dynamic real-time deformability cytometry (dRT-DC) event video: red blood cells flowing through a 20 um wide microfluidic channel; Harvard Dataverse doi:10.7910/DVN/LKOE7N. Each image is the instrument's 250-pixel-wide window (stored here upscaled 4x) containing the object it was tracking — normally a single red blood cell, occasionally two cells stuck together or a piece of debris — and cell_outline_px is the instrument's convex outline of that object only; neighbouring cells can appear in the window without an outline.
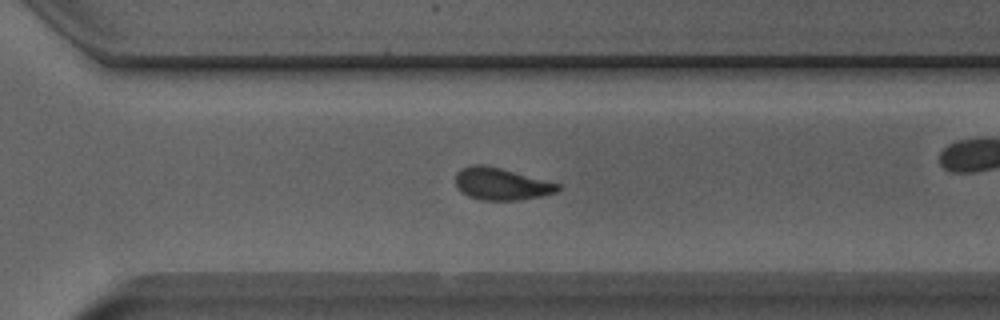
{"species": "Egyptian fruit bat (a non-hibernating species)", "species_latin": "Rousettus aegyptiacus", "temperature_condition": "room temperature", "stored_images_in_passage": 40, "camera_frame_rate_fps": 3000, "um_per_image_px": 0.085, "animal": {"sex": "male"}, "frame": {"image": 1, "passage_image": 23, "time_ms": 7.333, "image_size_px": [1000, 320], "cell_outline_px": [[560, 188], [556, 192], [540, 196], [520, 200], [480, 200], [468, 196], [460, 192], [456, 184], [456, 172], [460, 168], [472, 164], [480, 164], [500, 168], [560, 184]], "centroid_in_image_um": [42.56, 15.64], "position_along_channel_um": 328.0, "area_um2": 19.07}, "authors_computed_cell_mechanics": {"area_um2": 19.5364, "velocity_mm_per_s": 3.9143, "shape_relaxation_time_tau1_ms": null, "shape_relaxation_time_tau2_ms": 2.1937, "deformation_change_tau1": null, "deformation_change_tau2": 0.0623}}